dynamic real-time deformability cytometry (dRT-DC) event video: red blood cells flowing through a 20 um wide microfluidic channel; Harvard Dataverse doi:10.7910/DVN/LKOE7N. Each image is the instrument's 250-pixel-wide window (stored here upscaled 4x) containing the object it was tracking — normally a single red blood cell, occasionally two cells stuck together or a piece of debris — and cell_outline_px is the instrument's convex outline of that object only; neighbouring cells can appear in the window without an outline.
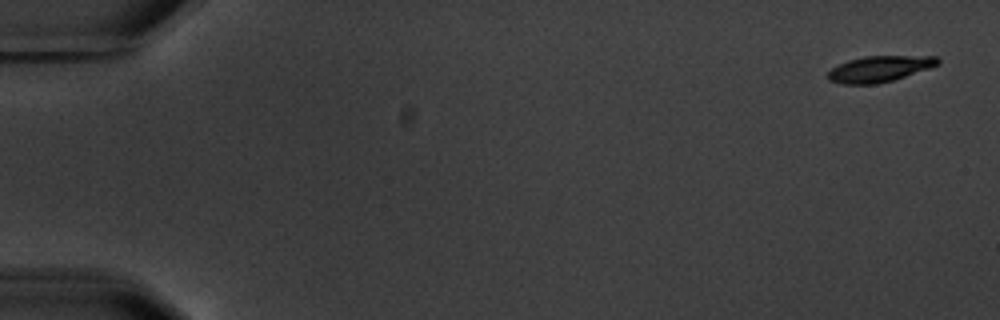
{"species": "common noctule bat (a hibernating species)", "species_latin": "Nyctalus noctula", "temperature_condition": "warm", "stored_images_in_passage": 3, "camera_frame_rate_fps": 3000, "um_per_image_px": 0.085, "animal": {"sex": "male", "body_mass_g": 20.1, "forearm_length_mm": 53.5}, "frame": {"image": 1, "passage_image": 1, "time_ms": 0.0, "image_size_px": [1000, 320], "cell_outline_px": [[940, 64], [892, 80], [876, 84], [840, 84], [828, 80], [828, 72], [832, 68], [848, 60], [864, 56], [936, 56], [940, 60]], "centroid_in_image_um": [74.73, 5.85], "position_along_channel_um": 10.3, "area_um2": 16.47}}